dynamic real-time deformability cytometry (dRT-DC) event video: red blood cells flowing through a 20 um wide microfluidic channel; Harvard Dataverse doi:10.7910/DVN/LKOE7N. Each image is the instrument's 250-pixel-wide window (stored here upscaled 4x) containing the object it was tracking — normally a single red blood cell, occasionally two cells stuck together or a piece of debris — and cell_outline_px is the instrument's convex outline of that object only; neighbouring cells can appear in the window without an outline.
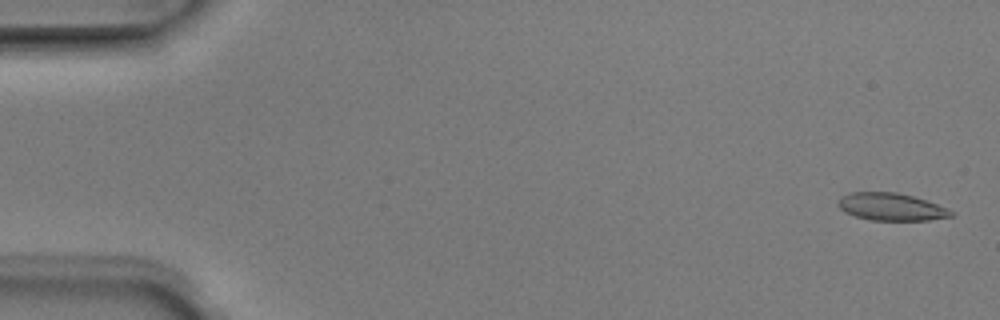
{"species": "Egyptian fruit bat (a non-hibernating species)", "species_latin": "Rousettus aegyptiacus", "temperature_condition": "room temperature", "stored_images_in_passage": 6, "camera_frame_rate_fps": 3000, "um_per_image_px": 0.085, "animal": {"sex": "male"}, "frame": {"image": 1, "passage_image": 1, "time_ms": 0.0, "image_size_px": [1000, 320], "cell_outline_px": [[956, 212], [952, 216], [928, 220], [868, 220], [844, 212], [836, 204], [836, 200], [840, 196], [852, 192], [896, 192], [912, 196], [948, 208]], "centroid_in_image_um": [75.71, 17.58], "position_along_channel_um": 9.3, "area_um2": 18.15}}
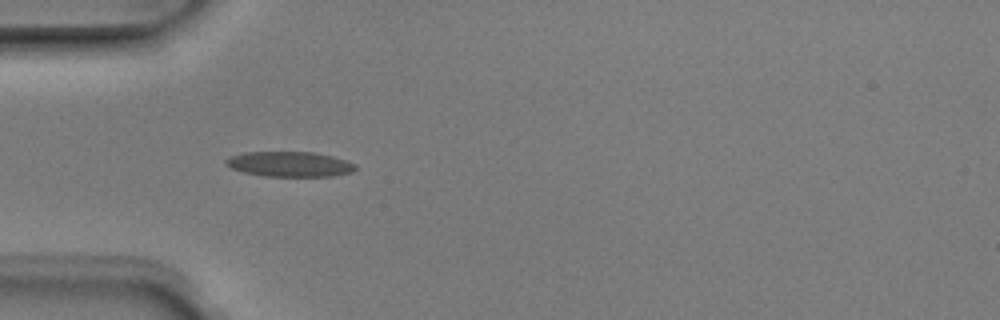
{"frame": {"image": 2, "passage_image": 5, "time_ms": 1.333, "image_size_px": [1000, 320], "cell_outline_px": [[356, 168], [352, 172], [332, 176], [264, 176], [244, 172], [232, 168], [224, 164], [224, 160], [232, 156], [244, 152], [312, 152], [332, 156], [356, 164]], "centroid_in_image_um": [24.61, 13.95], "position_along_channel_um": 60.4, "area_um2": 18.84}}
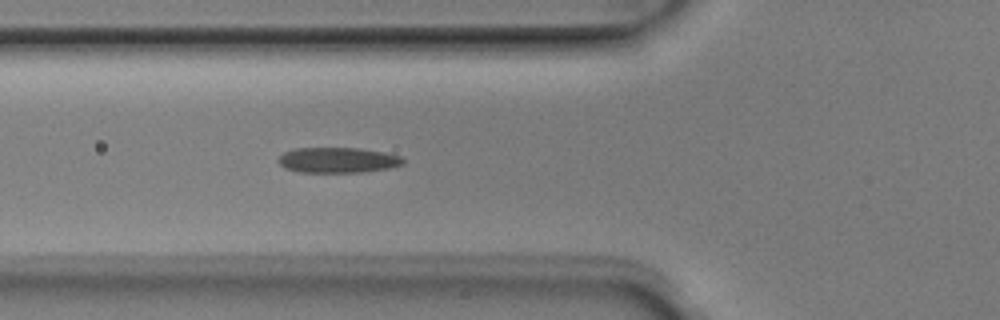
{"frame": {"image": 3, "passage_image": 6, "time_ms": 1.667, "image_size_px": [1000, 320], "cell_outline_px": [[404, 164], [388, 168], [364, 172], [296, 172], [284, 168], [276, 160], [284, 152], [292, 148], [360, 148], [384, 152], [400, 156], [404, 160]], "centroid_in_image_um": [28.68, 13.61], "position_along_channel_um": 97.1, "area_um2": 18.61}}